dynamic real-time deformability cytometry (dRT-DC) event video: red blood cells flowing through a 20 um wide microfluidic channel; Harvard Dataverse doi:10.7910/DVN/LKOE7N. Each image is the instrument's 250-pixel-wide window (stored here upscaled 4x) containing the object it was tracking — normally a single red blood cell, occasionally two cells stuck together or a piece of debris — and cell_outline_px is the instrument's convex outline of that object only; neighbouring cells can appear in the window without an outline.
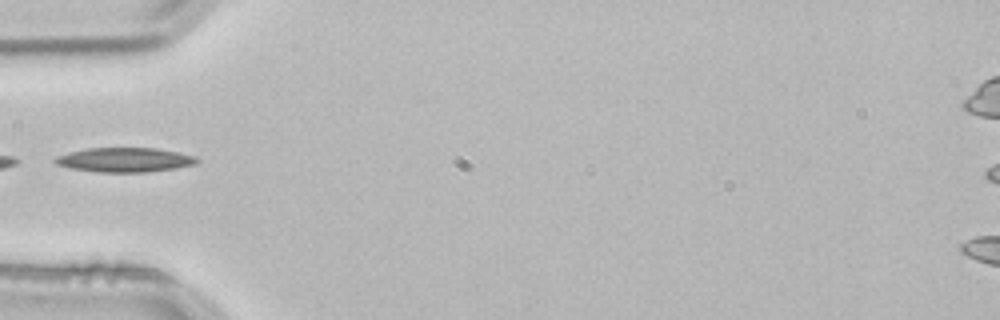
{"species": "common noctule bat (a hibernating species)", "species_latin": "Nyctalus noctula", "temperature_condition": "room temperature", "stored_images_in_passage": 3, "camera_frame_rate_fps": 3000, "um_per_image_px": 0.085, "animal": {"sex": "male", "body_mass_g": 21.5, "forearm_length_mm": 52.0}, "frame": {"image": 1, "passage_image": 3, "time_ms": 0.667, "image_size_px": [1000, 320], "cell_outline_px": [[200, 160], [196, 164], [176, 168], [148, 172], [96, 172], [68, 168], [56, 164], [52, 160], [56, 156], [68, 152], [88, 148], [156, 148], [196, 156]], "centroid_in_image_um": [10.57, 13.59], "position_along_channel_um": 74.4, "area_um2": 20.35}}